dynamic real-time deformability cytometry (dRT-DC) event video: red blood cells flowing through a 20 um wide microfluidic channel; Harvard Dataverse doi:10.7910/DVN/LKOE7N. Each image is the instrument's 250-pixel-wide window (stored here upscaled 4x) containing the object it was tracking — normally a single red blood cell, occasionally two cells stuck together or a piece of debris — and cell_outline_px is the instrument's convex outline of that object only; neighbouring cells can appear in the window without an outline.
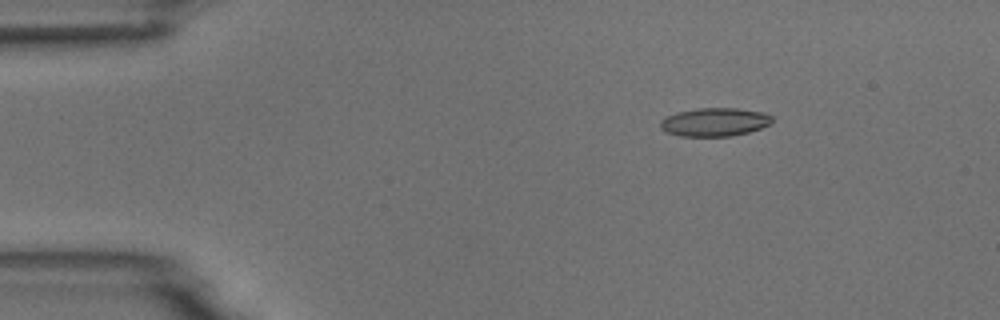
{"species": "common noctule bat (a hibernating species)", "species_latin": "Nyctalus noctula", "temperature_condition": "room temperature", "stored_images_in_passage": 4, "camera_frame_rate_fps": 3000, "um_per_image_px": 0.085, "animal": {"sex": "male", "body_mass_g": 18.8}, "frame": {"image": 1, "passage_image": 2, "time_ms": 1.333, "image_size_px": [1000, 320], "cell_outline_px": [[772, 120], [768, 124], [760, 128], [748, 132], [732, 136], [680, 136], [668, 132], [660, 128], [660, 120], [676, 112], [696, 108], [736, 108], [764, 112], [772, 116]], "centroid_in_image_um": [60.73, 10.37], "position_along_channel_um": 24.3, "area_um2": 18.44}}